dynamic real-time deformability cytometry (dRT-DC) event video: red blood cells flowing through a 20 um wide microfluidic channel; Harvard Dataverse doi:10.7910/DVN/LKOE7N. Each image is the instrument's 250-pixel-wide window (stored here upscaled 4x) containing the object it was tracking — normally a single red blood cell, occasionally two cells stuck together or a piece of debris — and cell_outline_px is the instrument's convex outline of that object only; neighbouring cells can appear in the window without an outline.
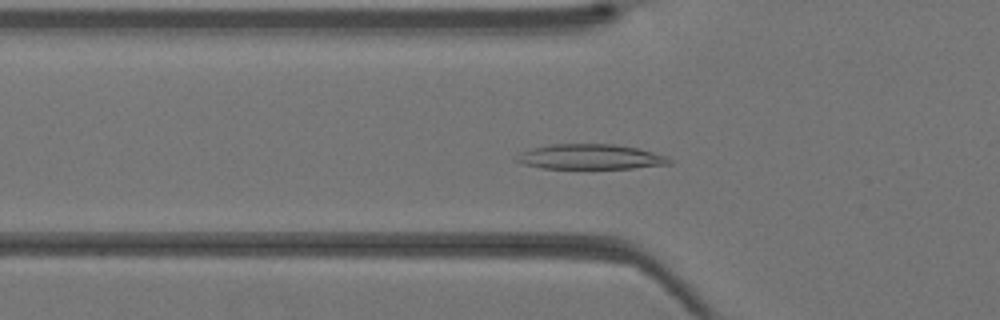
{"species": "Egyptian fruit bat (a non-hibernating species)", "species_latin": "Rousettus aegyptiacus", "temperature_condition": "warm", "stored_images_in_passage": 39, "camera_frame_rate_fps": 3000, "um_per_image_px": 0.085, "animal": {"sex": "female"}, "frame": {"image": 1, "passage_image": 12, "time_ms": 3.667, "image_size_px": [1000, 320], "cell_outline_px": [[672, 164], [632, 168], [540, 168], [524, 164], [516, 160], [520, 152], [532, 148], [552, 144], [612, 144], [640, 148], [668, 156], [672, 160]], "centroid_in_image_um": [50.24, 13.32], "position_along_channel_um": 75.6, "area_um2": 22.31}}
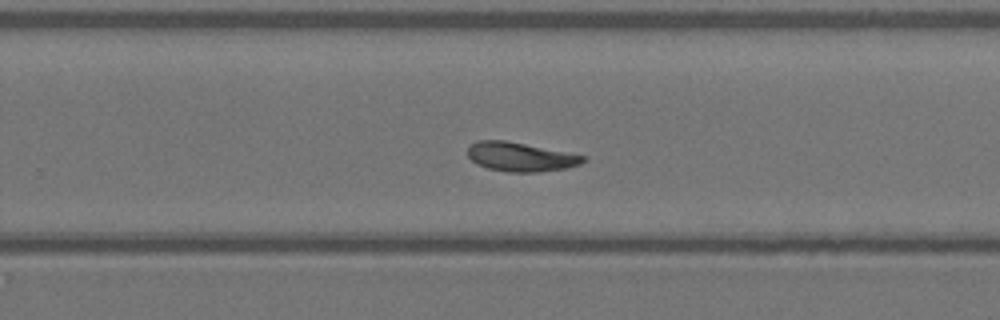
{"frame": {"image": 2, "passage_image": 25, "time_ms": 8.0, "image_size_px": [1000, 320], "cell_outline_px": [[584, 160], [580, 164], [564, 168], [540, 172], [508, 172], [488, 168], [476, 164], [468, 156], [468, 148], [476, 140], [504, 140], [584, 156]], "centroid_in_image_um": [44.17, 13.34], "position_along_channel_um": 285.6, "area_um2": 19.13}}
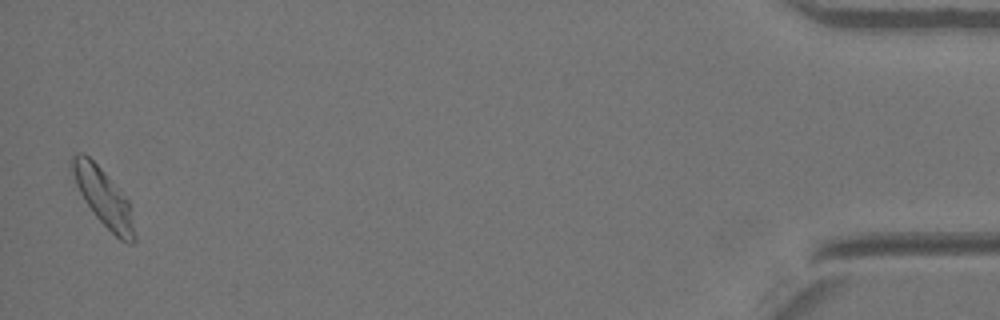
{"frame": {"image": 3, "passage_image": 39, "time_ms": 12.667, "image_size_px": [1000, 320], "cell_outline_px": [[136, 240], [132, 244], [128, 244], [120, 240], [92, 212], [84, 200], [76, 184], [68, 164], [72, 156], [76, 152], [84, 152], [108, 176], [128, 200], [136, 236]], "centroid_in_image_um": [8.76, 16.76], "position_along_channel_um": 426.4, "area_um2": 20.75}}